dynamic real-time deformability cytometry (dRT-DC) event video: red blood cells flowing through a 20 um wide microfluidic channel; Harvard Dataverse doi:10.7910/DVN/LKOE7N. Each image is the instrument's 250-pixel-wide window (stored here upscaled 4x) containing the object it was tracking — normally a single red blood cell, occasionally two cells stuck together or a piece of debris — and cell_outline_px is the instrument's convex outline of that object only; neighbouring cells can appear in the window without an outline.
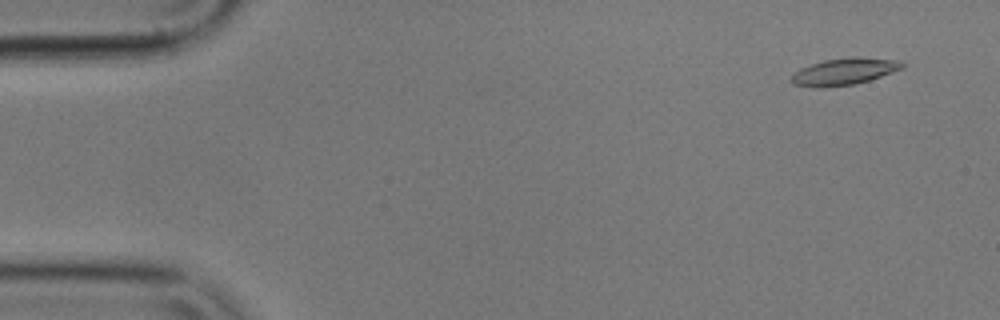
{"species": "common noctule bat (a hibernating species)", "species_latin": "Nyctalus noctula", "temperature_condition": "cold", "stored_images_in_passage": 19, "camera_frame_rate_fps": 3000, "um_per_image_px": 0.085, "animal": {"sex": "male", "body_mass_g": 17.9}, "frame": {"image": 1, "passage_image": 3, "time_ms": 0.667, "image_size_px": [1000, 320], "cell_outline_px": [[904, 68], [856, 84], [820, 88], [816, 88], [792, 84], [788, 80], [800, 68], [824, 60], [852, 56], [856, 56], [900, 60], [904, 64]], "centroid_in_image_um": [71.74, 6.08], "position_along_channel_um": 13.3, "area_um2": 17.46}}
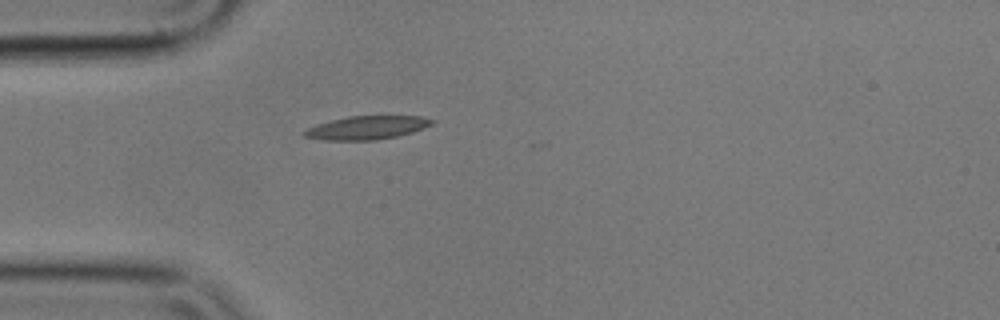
{"frame": {"image": 2, "passage_image": 15, "time_ms": 4.667, "image_size_px": [1000, 320], "cell_outline_px": [[436, 120], [432, 124], [424, 128], [400, 136], [376, 140], [324, 140], [304, 136], [300, 132], [316, 124], [348, 116], [420, 116]], "centroid_in_image_um": [31.19, 10.85], "position_along_channel_um": 53.8, "area_um2": 17.51}}